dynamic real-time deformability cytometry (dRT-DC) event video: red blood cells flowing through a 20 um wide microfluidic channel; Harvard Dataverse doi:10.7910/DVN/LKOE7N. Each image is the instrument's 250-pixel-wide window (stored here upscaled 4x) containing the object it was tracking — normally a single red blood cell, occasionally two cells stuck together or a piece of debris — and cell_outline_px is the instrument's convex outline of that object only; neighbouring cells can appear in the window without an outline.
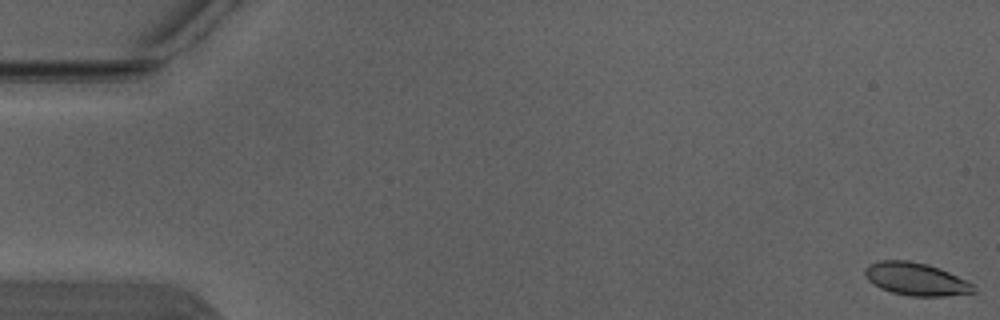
{"species": "Egyptian fruit bat (a non-hibernating species)", "species_latin": "Rousettus aegyptiacus", "temperature_condition": "warm", "stored_images_in_passage": 4, "camera_frame_rate_fps": 3000, "um_per_image_px": 0.085, "animal": {"sex": "male"}, "frame": {"image": 1, "passage_image": 1, "time_ms": 0.0, "image_size_px": [1000, 320], "cell_outline_px": [[976, 292], [944, 296], [912, 296], [892, 292], [880, 288], [868, 280], [864, 276], [864, 268], [868, 264], [880, 260], [908, 260], [928, 264], [948, 272], [976, 284]], "centroid_in_image_um": [77.86, 23.71], "position_along_channel_um": 7.1, "area_um2": 20.87}}
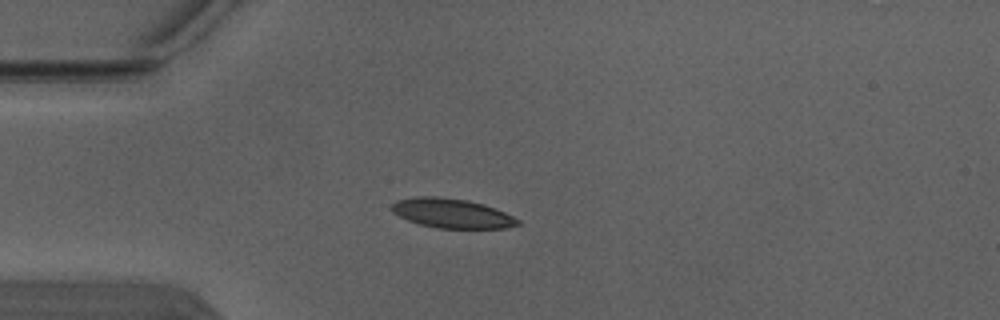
{"frame": {"image": 2, "passage_image": 4, "time_ms": 1.0, "image_size_px": [1000, 320], "cell_outline_px": [[520, 224], [504, 228], [436, 228], [420, 224], [408, 220], [392, 212], [392, 204], [396, 200], [416, 196], [436, 196], [468, 200], [484, 204], [496, 208], [520, 220]], "centroid_in_image_um": [38.4, 18.12], "position_along_channel_um": 46.6, "area_um2": 21.62}}